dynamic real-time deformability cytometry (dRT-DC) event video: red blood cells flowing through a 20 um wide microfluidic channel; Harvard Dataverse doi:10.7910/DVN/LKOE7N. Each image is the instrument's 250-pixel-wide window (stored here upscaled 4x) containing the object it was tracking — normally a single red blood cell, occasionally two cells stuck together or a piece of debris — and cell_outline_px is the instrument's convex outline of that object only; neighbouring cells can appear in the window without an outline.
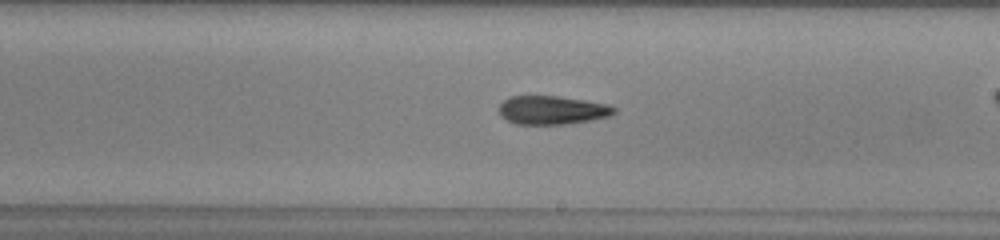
{"species": "common noctule bat (a hibernating species)", "species_latin": "Nyctalus noctula", "temperature_condition": "warm", "stored_images_in_passage": 39, "camera_frame_rate_fps": 3000, "um_per_image_px": 0.085, "animal": {"sex": "male", "body_mass_g": 13.0, "forearm_length_mm": 53.1}, "frame": {"image": 1, "passage_image": 28, "time_ms": 9.0, "image_size_px": [1000, 240], "cell_outline_px": [[616, 112], [612, 116], [564, 124], [516, 124], [500, 116], [500, 104], [504, 100], [512, 96], [556, 96], [584, 100], [608, 104], [616, 108]], "centroid_in_image_um": [46.95, 9.36], "position_along_channel_um": 242.1, "area_um2": 19.02}}
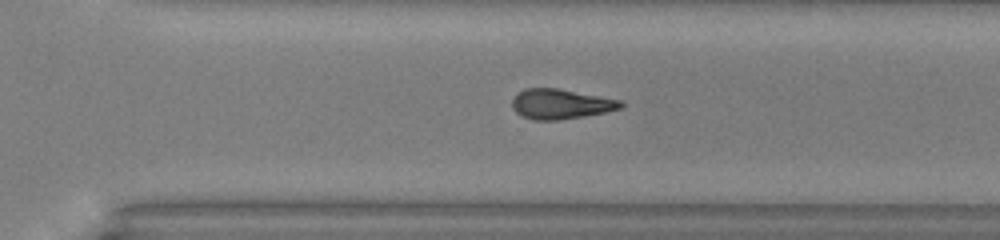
{"frame": {"image": 2, "passage_image": 34, "time_ms": 11.0, "image_size_px": [1000, 240], "cell_outline_px": [[624, 108], [608, 112], [560, 120], [532, 120], [516, 112], [512, 108], [512, 100], [516, 92], [524, 88], [556, 88], [620, 100], [624, 104]], "centroid_in_image_um": [47.65, 8.84], "position_along_channel_um": 322.9, "area_um2": 19.07}}